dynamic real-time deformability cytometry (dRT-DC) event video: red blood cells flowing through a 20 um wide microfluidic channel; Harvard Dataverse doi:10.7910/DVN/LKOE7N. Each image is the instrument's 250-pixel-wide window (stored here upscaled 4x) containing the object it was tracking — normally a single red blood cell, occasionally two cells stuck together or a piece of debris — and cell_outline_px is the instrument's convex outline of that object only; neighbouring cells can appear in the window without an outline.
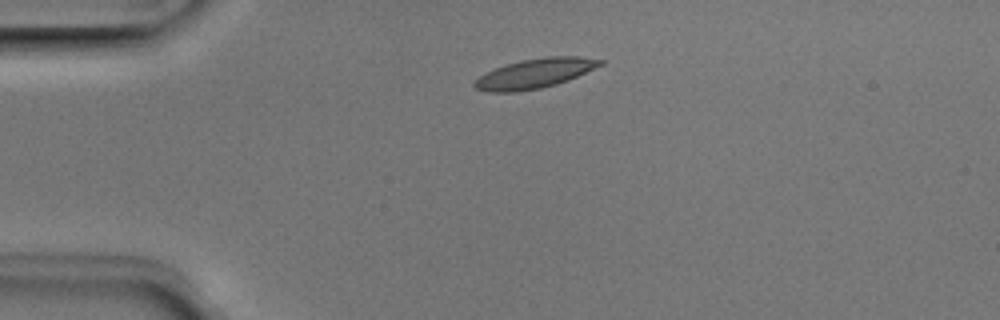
{"species": "Egyptian fruit bat (a non-hibernating species)", "species_latin": "Rousettus aegyptiacus", "temperature_condition": "room temperature", "stored_images_in_passage": 3, "camera_frame_rate_fps": 3000, "um_per_image_px": 0.085, "animal": {"sex": "male"}, "frame": {"image": 1, "passage_image": 1, "time_ms": 0.0, "image_size_px": [1000, 320], "cell_outline_px": [[604, 64], [568, 80], [556, 84], [540, 88], [516, 92], [488, 92], [476, 88], [472, 84], [480, 76], [496, 68], [520, 60], [548, 56], [580, 56], [604, 60]], "centroid_in_image_um": [45.49, 6.24], "position_along_channel_um": 39.5, "area_um2": 21.5}}